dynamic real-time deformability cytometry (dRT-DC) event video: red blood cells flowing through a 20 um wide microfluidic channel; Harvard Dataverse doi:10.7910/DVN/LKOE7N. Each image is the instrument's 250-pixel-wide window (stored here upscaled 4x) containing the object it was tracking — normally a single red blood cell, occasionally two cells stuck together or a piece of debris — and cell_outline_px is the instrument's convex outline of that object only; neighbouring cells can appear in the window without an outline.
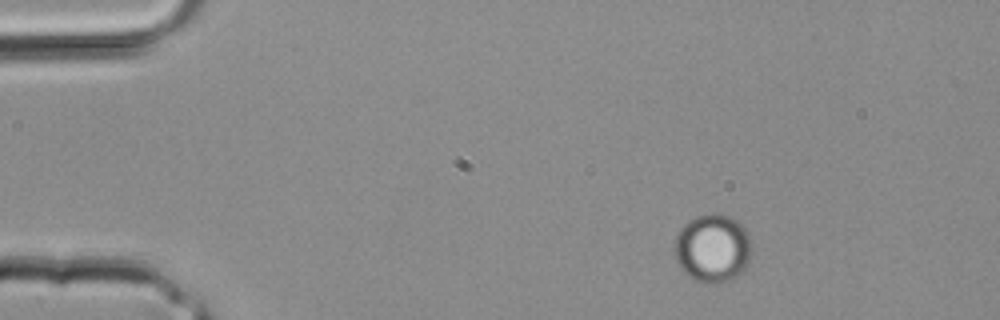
{"species": "common noctule bat (a hibernating species)", "species_latin": "Nyctalus noctula", "temperature_condition": "room temperature", "stored_images_in_passage": 3, "camera_frame_rate_fps": 3000, "um_per_image_px": 0.085, "animal": {"sex": "male", "body_mass_g": 20.4}, "frame": {"image": 1, "passage_image": 1, "time_ms": 0.0, "image_size_px": [1000, 320], "cell_outline_px": [[748, 264], [740, 272], [724, 280], [712, 284], [704, 284], [688, 276], [680, 268], [676, 260], [672, 248], [676, 236], [680, 228], [688, 220], [712, 212], [716, 212], [732, 216], [748, 232]], "centroid_in_image_um": [60.49, 21.07], "position_along_channel_um": 24.5, "area_um2": 30.46}}